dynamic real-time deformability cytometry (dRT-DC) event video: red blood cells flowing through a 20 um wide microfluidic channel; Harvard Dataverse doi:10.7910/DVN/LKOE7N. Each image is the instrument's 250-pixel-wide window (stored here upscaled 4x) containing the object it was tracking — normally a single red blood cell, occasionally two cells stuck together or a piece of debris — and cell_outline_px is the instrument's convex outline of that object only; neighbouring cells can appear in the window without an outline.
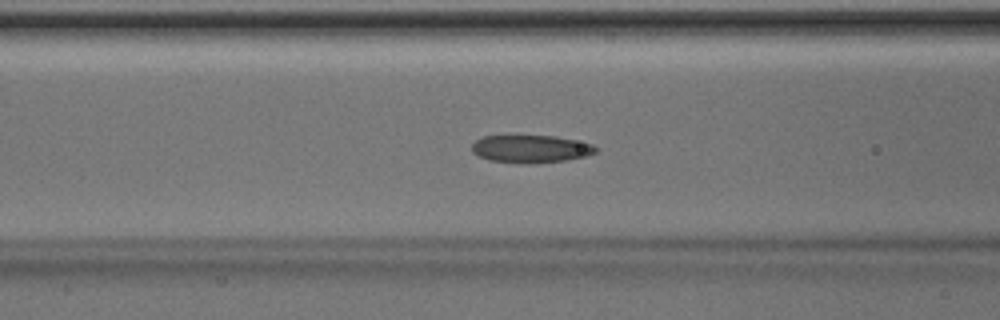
{"species": "Egyptian fruit bat (a non-hibernating species)", "species_latin": "Rousettus aegyptiacus", "temperature_condition": "room temperature", "stored_images_in_passage": 38, "camera_frame_rate_fps": 3000, "um_per_image_px": 0.085, "animal": {"sex": "male"}, "frame": {"image": 1, "passage_image": 8, "time_ms": 2.333, "image_size_px": [1000, 320], "cell_outline_px": [[596, 152], [588, 156], [564, 160], [524, 164], [520, 164], [488, 160], [472, 152], [472, 144], [476, 140], [484, 136], [512, 132], [556, 136], [592, 144], [596, 148]], "centroid_in_image_um": [45.04, 12.6], "position_along_channel_um": 121.6, "area_um2": 20.92}}
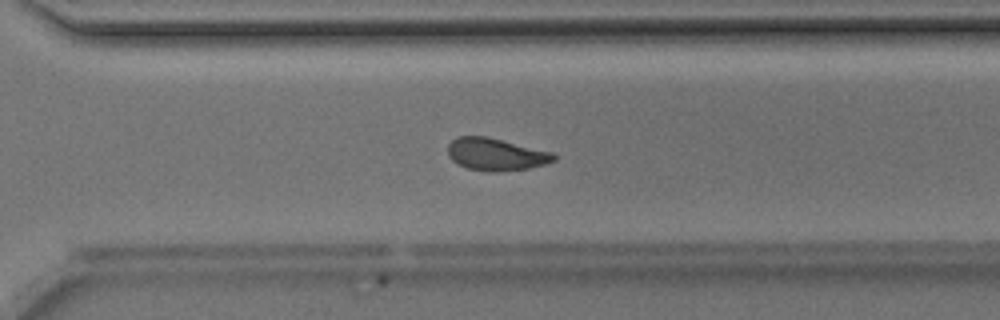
{"frame": {"image": 2, "passage_image": 23, "time_ms": 7.333, "image_size_px": [1000, 320], "cell_outline_px": [[556, 160], [544, 164], [528, 168], [496, 172], [492, 172], [468, 168], [452, 160], [448, 156], [448, 144], [456, 136], [488, 136], [552, 152], [556, 156]], "centroid_in_image_um": [42.14, 13.1], "position_along_channel_um": 328.5, "area_um2": 19.94}}
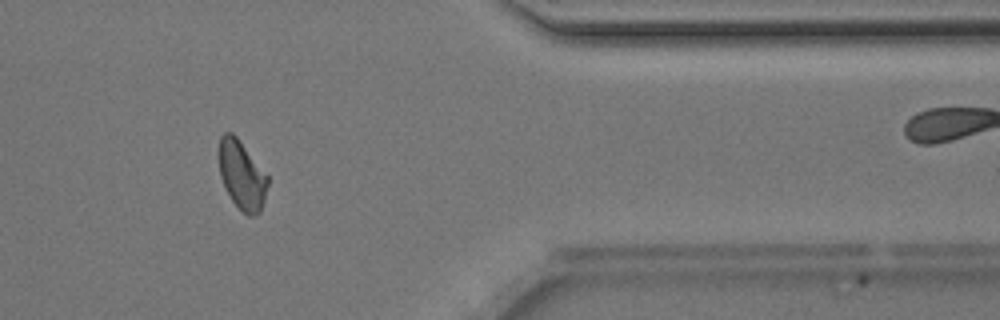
{"frame": {"image": 3, "passage_image": 29, "time_ms": 9.333, "image_size_px": [1000, 320], "cell_outline_px": [[268, 184], [264, 200], [260, 212], [252, 216], [248, 216], [232, 200], [220, 176], [220, 136], [224, 132], [232, 132], [236, 136], [268, 176]], "centroid_in_image_um": [20.57, 14.88], "position_along_channel_um": 390.8, "area_um2": 19.02}, "authors_computed_cell_mechanics": {"area_um2": 19.9988, "velocity_mm_per_s": 4.1462, "shape_relaxation_time_tau1_ms": 2.9411, "shape_relaxation_time_tau2_ms": 1.3052, "deformation_change_tau1": 0.124, "deformation_change_tau2": 0.076}}